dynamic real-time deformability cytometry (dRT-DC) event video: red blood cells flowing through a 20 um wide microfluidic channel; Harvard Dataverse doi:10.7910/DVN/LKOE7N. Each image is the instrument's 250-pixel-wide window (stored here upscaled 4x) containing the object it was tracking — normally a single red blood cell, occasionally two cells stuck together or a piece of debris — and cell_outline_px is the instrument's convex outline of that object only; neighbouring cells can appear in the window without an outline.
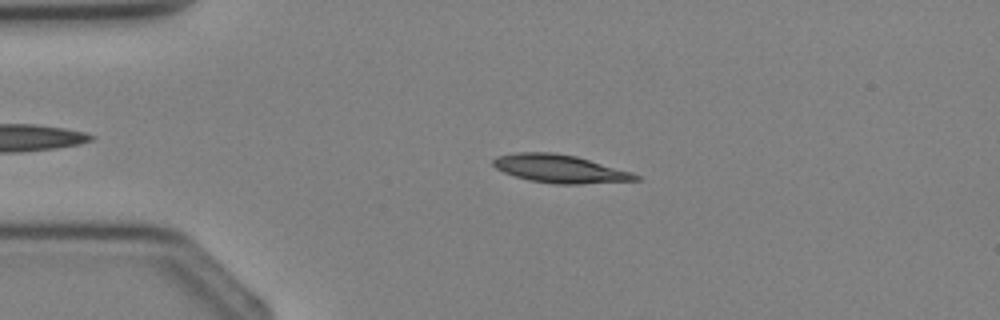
{"species": "Egyptian fruit bat (a non-hibernating species)", "species_latin": "Rousettus aegyptiacus", "temperature_condition": "cold", "stored_images_in_passage": 4, "camera_frame_rate_fps": 3000, "um_per_image_px": 0.085, "animal": {"sex": "female"}, "frame": {"image": 1, "passage_image": 3, "time_ms": 2.333, "image_size_px": [1000, 320], "cell_outline_px": [[640, 180], [580, 184], [556, 184], [528, 180], [504, 172], [496, 168], [492, 164], [492, 160], [496, 156], [516, 152], [552, 152], [576, 156], [632, 172], [640, 176]], "centroid_in_image_um": [47.58, 14.34], "position_along_channel_um": 37.4, "area_um2": 23.29}}
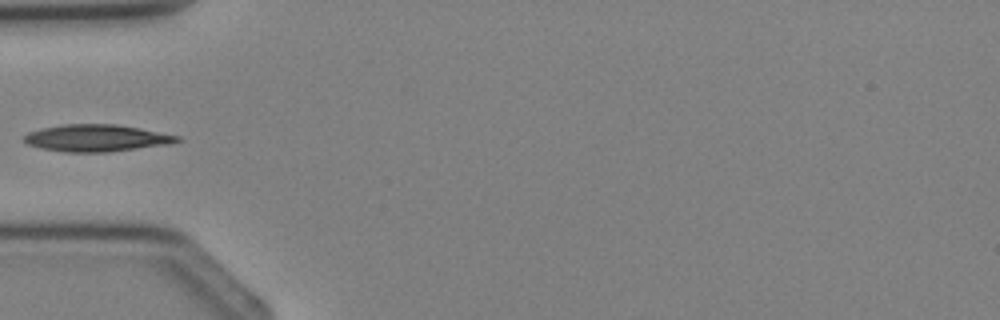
{"frame": {"image": 2, "passage_image": 4, "time_ms": 3.667, "image_size_px": [1000, 320], "cell_outline_px": [[184, 140], [168, 144], [108, 152], [64, 152], [40, 148], [28, 144], [24, 140], [24, 136], [28, 132], [40, 128], [64, 124], [116, 124], [140, 128], [180, 136]], "centroid_in_image_um": [8.2, 11.73], "position_along_channel_um": 76.8, "area_um2": 24.1}}